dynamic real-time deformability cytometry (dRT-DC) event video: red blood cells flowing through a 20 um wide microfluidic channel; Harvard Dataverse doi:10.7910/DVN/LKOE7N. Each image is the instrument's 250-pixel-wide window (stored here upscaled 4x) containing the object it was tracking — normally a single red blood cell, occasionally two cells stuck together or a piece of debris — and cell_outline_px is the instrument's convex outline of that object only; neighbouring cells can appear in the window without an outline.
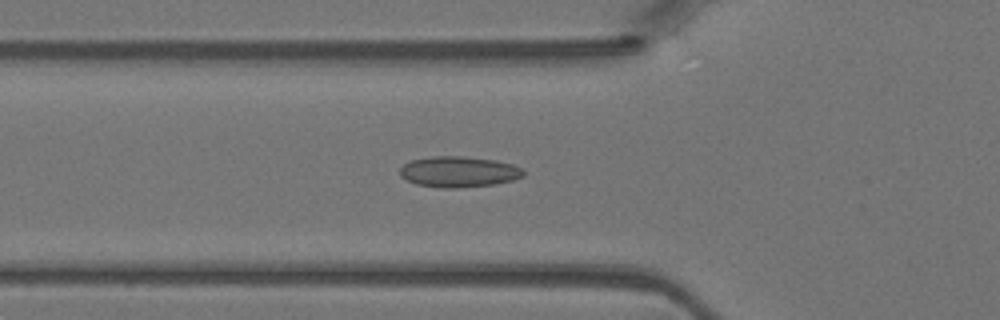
{"species": "Egyptian fruit bat (a non-hibernating species)", "species_latin": "Rousettus aegyptiacus", "temperature_condition": "warm", "stored_images_in_passage": 23, "camera_frame_rate_fps": 3000, "um_per_image_px": 0.085, "animal": {"sex": "female"}, "frame": {"image": 1, "passage_image": 11, "time_ms": 3.333, "image_size_px": [1000, 320], "cell_outline_px": [[524, 176], [512, 180], [496, 184], [456, 188], [444, 188], [416, 184], [400, 176], [400, 168], [408, 160], [432, 156], [464, 156], [496, 160], [512, 164], [524, 168]], "centroid_in_image_um": [39.0, 14.59], "position_along_channel_um": 86.8, "area_um2": 22.37}}
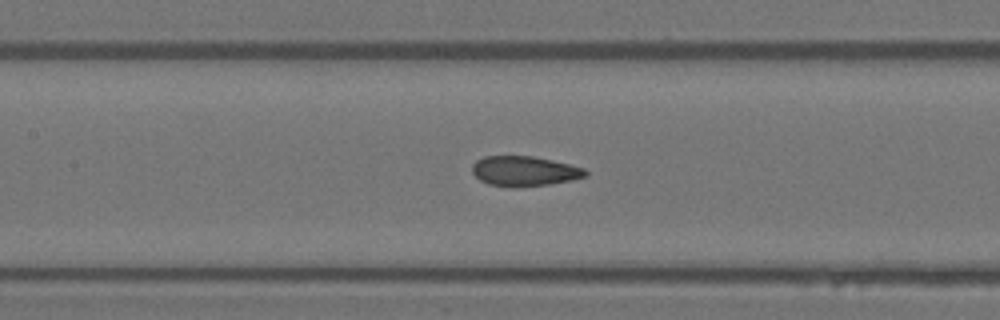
{"frame": {"image": 2, "passage_image": 16, "time_ms": 5.0, "image_size_px": [1000, 320], "cell_outline_px": [[588, 176], [572, 180], [548, 184], [512, 188], [488, 184], [480, 180], [472, 172], [472, 164], [476, 160], [484, 156], [532, 156], [552, 160], [584, 168], [588, 172]], "centroid_in_image_um": [44.56, 14.55], "position_along_channel_um": 162.8, "area_um2": 19.88}}
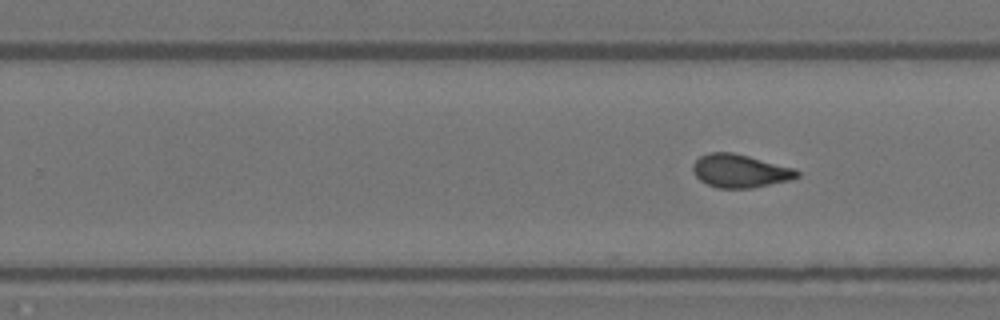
{"frame": {"image": 3, "passage_image": 23, "time_ms": 7.333, "image_size_px": [1000, 320], "cell_outline_px": [[800, 176], [792, 180], [752, 188], [716, 188], [700, 180], [696, 176], [692, 168], [692, 164], [700, 156], [708, 152], [732, 152], [796, 168], [800, 172]], "centroid_in_image_um": [62.93, 14.53], "position_along_channel_um": 266.9, "area_um2": 20.35}}